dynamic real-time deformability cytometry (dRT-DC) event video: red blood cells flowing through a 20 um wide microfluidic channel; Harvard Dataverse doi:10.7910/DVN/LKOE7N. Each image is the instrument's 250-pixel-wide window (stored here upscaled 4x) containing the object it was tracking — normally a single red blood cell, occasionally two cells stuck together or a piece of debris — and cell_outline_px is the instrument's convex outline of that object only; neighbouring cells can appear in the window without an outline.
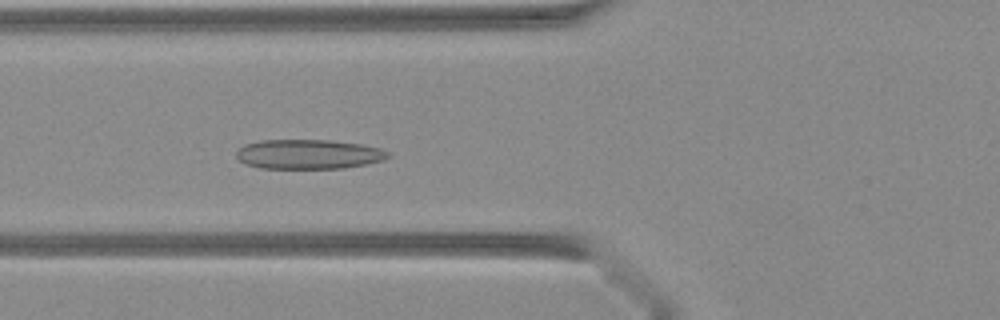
{"species": "Egyptian fruit bat (a non-hibernating species)", "species_latin": "Rousettus aegyptiacus", "temperature_condition": "warm", "stored_images_in_passage": 25, "camera_frame_rate_fps": 3000, "um_per_image_px": 0.085, "animal": {"sex": "female"}, "frame": {"image": 1, "passage_image": 5, "time_ms": 1.333, "image_size_px": [1000, 320], "cell_outline_px": [[392, 156], [384, 160], [344, 168], [260, 168], [248, 164], [240, 160], [236, 156], [236, 152], [244, 144], [260, 140], [328, 140], [360, 144], [380, 148], [392, 152]], "centroid_in_image_um": [26.27, 13.1], "position_along_channel_um": 99.5, "area_um2": 26.13}}
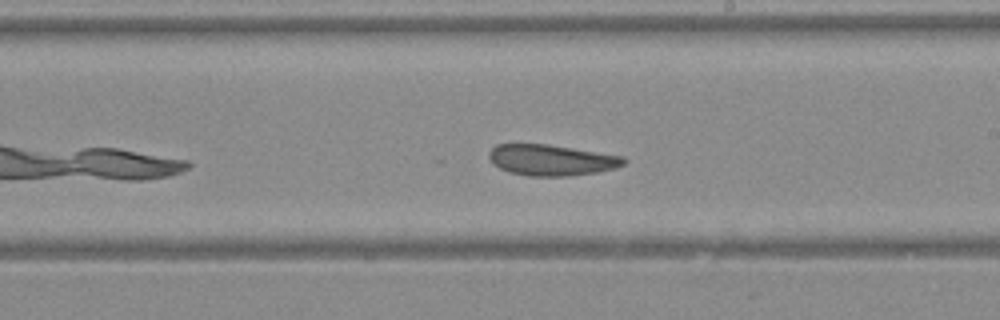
{"frame": {"image": 2, "passage_image": 14, "time_ms": 4.333, "image_size_px": [1000, 320], "cell_outline_px": [[628, 160], [624, 164], [616, 168], [600, 172], [568, 176], [528, 176], [508, 172], [492, 164], [488, 156], [488, 152], [496, 144], [548, 144], [624, 156]], "centroid_in_image_um": [46.88, 13.61], "position_along_channel_um": 242.1, "area_um2": 24.62}}
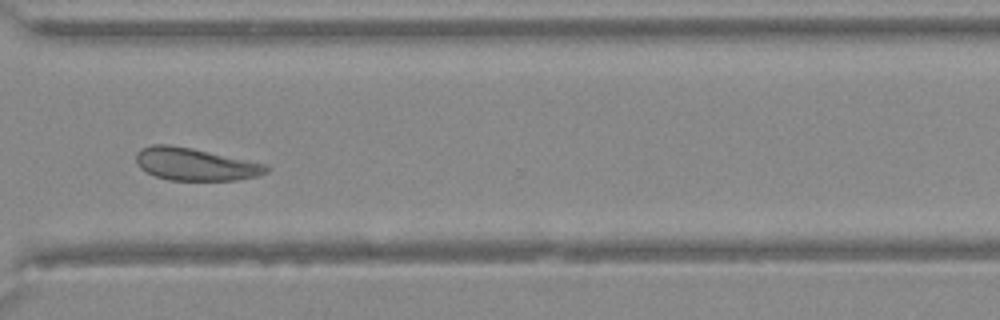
{"frame": {"image": 3, "passage_image": 21, "time_ms": 6.667, "image_size_px": [1000, 320], "cell_outline_px": [[272, 168], [268, 172], [256, 176], [236, 180], [168, 180], [156, 176], [140, 168], [136, 164], [136, 152], [140, 148], [152, 144], [168, 144], [192, 148], [268, 164]], "centroid_in_image_um": [16.6, 13.95], "position_along_channel_um": 354.0, "area_um2": 24.85}}